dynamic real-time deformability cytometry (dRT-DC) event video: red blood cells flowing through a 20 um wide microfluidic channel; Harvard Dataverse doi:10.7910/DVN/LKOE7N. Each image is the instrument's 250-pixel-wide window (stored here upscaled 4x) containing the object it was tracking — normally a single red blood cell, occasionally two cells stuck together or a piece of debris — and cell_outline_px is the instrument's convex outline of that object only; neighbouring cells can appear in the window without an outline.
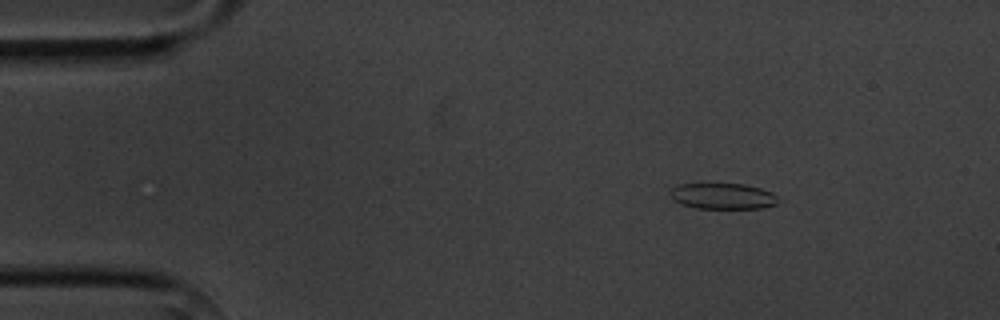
{"species": "common noctule bat (a hibernating species)", "species_latin": "Nyctalus noctula", "temperature_condition": "cold", "stored_images_in_passage": 13, "camera_frame_rate_fps": 3000, "um_per_image_px": 0.085, "animal": {"sex": "male", "body_mass_g": 20.1, "forearm_length_mm": 53.5}, "frame": {"image": 1, "passage_image": 1, "time_ms": 0.0, "image_size_px": [1000, 320], "cell_outline_px": [[776, 204], [760, 208], [696, 208], [684, 204], [676, 200], [668, 192], [672, 188], [680, 184], [744, 184], [760, 188], [772, 192], [776, 196]], "centroid_in_image_um": [61.44, 16.66], "position_along_channel_um": 23.6, "area_um2": 15.95}}
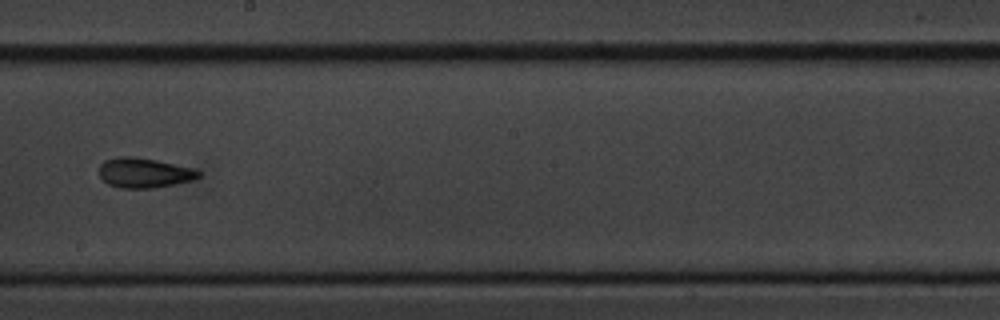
{"frame": {"image": 2, "passage_image": 7, "time_ms": 7.667, "image_size_px": [1000, 320], "cell_outline_px": [[200, 176], [192, 180], [176, 184], [152, 188], [120, 188], [108, 184], [100, 176], [100, 164], [104, 160], [116, 156], [132, 156], [156, 160], [192, 168], [200, 172]], "centroid_in_image_um": [12.23, 14.68], "position_along_channel_um": 236.0, "area_um2": 17.28}}
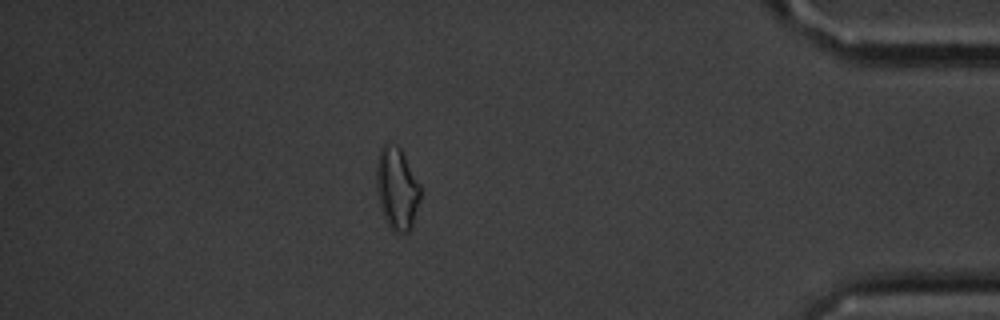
{"frame": {"image": 3, "passage_image": 12, "time_ms": 13.333, "image_size_px": [1000, 320], "cell_outline_px": [[420, 196], [412, 224], [408, 232], [392, 232], [384, 216], [380, 204], [376, 188], [376, 168], [380, 148], [384, 144], [396, 144], [400, 148], [420, 184]], "centroid_in_image_um": [33.72, 16.01], "position_along_channel_um": 401.5, "area_um2": 20.75}, "authors_computed_cell_mechanics": {"area_um2": 17.051, "velocity_mm_per_s": 3.6395, "shape_relaxation_time_tau1_ms": 1.2841, "shape_relaxation_time_tau2_ms": 2.2306, "deformation_change_tau1": 0.0769, "deformation_change_tau2": 0.0636}}